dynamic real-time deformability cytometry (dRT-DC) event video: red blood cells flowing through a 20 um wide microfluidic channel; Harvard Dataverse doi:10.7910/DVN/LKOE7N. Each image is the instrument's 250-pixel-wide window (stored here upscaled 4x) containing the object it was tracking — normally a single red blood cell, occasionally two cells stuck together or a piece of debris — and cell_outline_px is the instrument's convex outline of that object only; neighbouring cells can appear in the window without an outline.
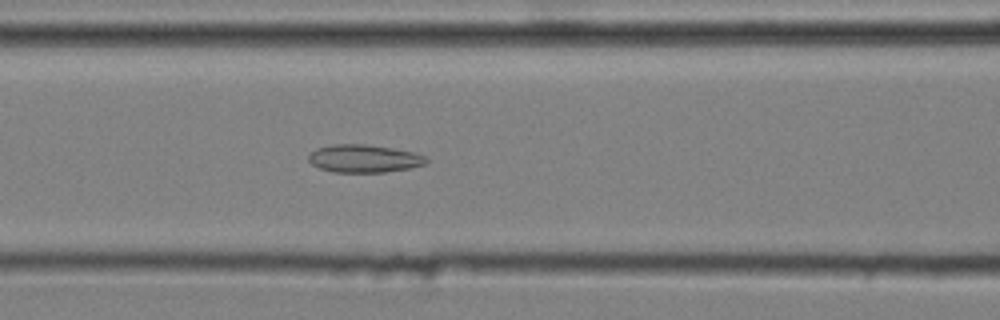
{"species": "common noctule bat (a hibernating species)", "species_latin": "Nyctalus noctula", "temperature_condition": "cold", "stored_images_in_passage": 45, "camera_frame_rate_fps": 3000, "um_per_image_px": 0.085, "animal": {"sex": "male", "body_mass_g": 20.4}, "frame": {"image": 1, "passage_image": 15, "time_ms": 4.667, "image_size_px": [1000, 320], "cell_outline_px": [[428, 164], [408, 168], [384, 172], [332, 172], [320, 168], [312, 164], [308, 160], [308, 156], [316, 148], [332, 144], [368, 144], [416, 152], [424, 156], [428, 160]], "centroid_in_image_um": [30.95, 13.47], "position_along_channel_um": 135.6, "area_um2": 19.19}}
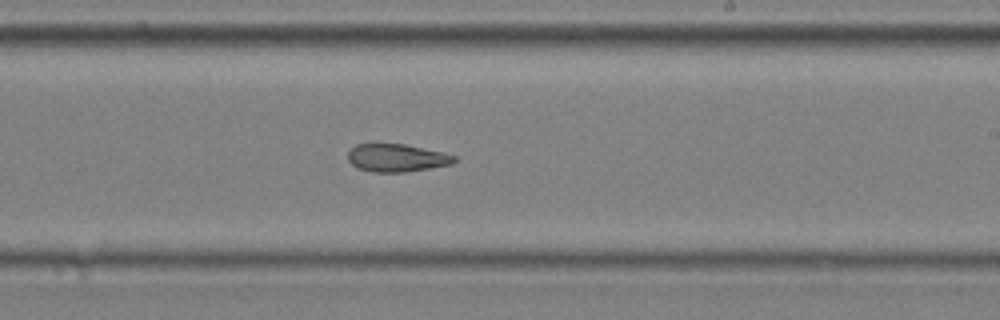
{"frame": {"image": 2, "passage_image": 25, "time_ms": 8.0, "image_size_px": [1000, 320], "cell_outline_px": [[456, 160], [452, 164], [404, 172], [372, 172], [356, 168], [348, 160], [348, 152], [356, 144], [404, 144], [444, 152], [456, 156]], "centroid_in_image_um": [33.71, 13.42], "position_along_channel_um": 255.3, "area_um2": 17.22}}
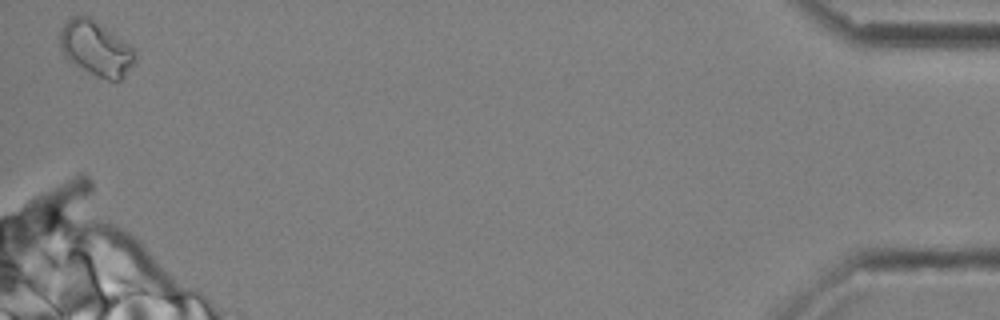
{"frame": {"image": 3, "passage_image": 45, "time_ms": 14.667, "image_size_px": [1000, 320], "cell_outline_px": [[136, 60], [124, 76], [120, 80], [108, 80], [96, 76], [88, 72], [68, 60], [60, 48], [60, 28], [68, 20], [76, 16], [88, 16], [96, 20], [128, 44], [132, 48], [136, 56]], "centroid_in_image_um": [8.15, 4.12], "position_along_channel_um": 427.1, "area_um2": 23.7}, "authors_computed_cell_mechanics": {"area_um2": 18.9006, "velocity_mm_per_s": 3.5979, "shape_relaxation_time_tau1_ms": null, "shape_relaxation_time_tau2_ms": 3.8591, "deformation_change_tau1": null, "deformation_change_tau2": 0.1124}}